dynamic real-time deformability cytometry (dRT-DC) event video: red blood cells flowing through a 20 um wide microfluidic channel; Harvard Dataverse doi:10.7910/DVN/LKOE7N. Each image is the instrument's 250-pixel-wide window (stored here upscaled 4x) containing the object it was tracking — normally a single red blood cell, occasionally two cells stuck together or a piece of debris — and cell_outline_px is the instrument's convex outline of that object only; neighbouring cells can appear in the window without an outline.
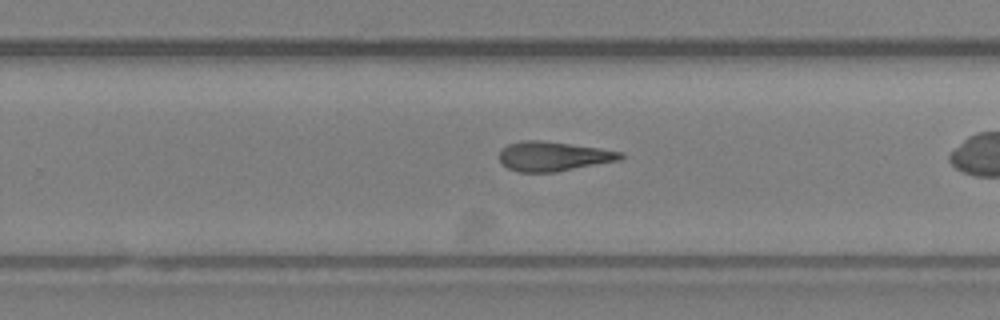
{"species": "Egyptian fruit bat (a non-hibernating species)", "species_latin": "Rousettus aegyptiacus", "temperature_condition": "room temperature", "stored_images_in_passage": 17, "camera_frame_rate_fps": 3000, "um_per_image_px": 0.085, "animal": {"sex": "female"}, "frame": {"image": 1, "passage_image": 12, "time_ms": 3.667, "image_size_px": [1000, 320], "cell_outline_px": [[624, 156], [620, 160], [556, 172], [520, 172], [508, 168], [500, 160], [500, 152], [508, 144], [524, 140], [540, 140], [600, 148], [620, 152]], "centroid_in_image_um": [47.04, 13.29], "position_along_channel_um": 282.8, "area_um2": 20.58}}